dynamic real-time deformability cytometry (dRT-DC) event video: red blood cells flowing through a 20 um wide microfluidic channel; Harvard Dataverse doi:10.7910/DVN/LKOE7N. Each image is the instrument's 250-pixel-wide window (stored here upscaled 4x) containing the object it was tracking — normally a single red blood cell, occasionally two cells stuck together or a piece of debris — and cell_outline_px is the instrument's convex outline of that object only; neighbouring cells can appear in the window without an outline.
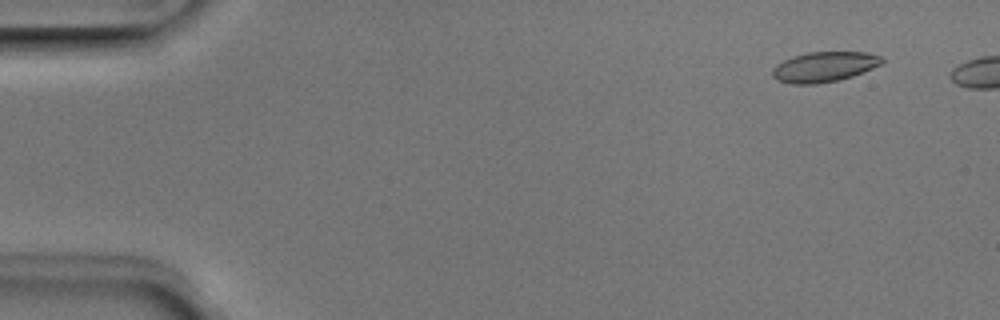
{"species": "Egyptian fruit bat (a non-hibernating species)", "species_latin": "Rousettus aegyptiacus", "temperature_condition": "room temperature", "stored_images_in_passage": 7, "camera_frame_rate_fps": 3000, "um_per_image_px": 0.085, "animal": {"sex": "male"}, "frame": {"image": 1, "passage_image": 4, "time_ms": 1.0, "image_size_px": [1000, 320], "cell_outline_px": [[884, 60], [880, 64], [872, 68], [852, 76], [840, 80], [816, 84], [792, 84], [780, 80], [772, 76], [772, 68], [776, 64], [792, 56], [808, 52], [868, 52], [880, 56]], "centroid_in_image_um": [70.04, 5.68], "position_along_channel_um": 15.0, "area_um2": 19.19}}